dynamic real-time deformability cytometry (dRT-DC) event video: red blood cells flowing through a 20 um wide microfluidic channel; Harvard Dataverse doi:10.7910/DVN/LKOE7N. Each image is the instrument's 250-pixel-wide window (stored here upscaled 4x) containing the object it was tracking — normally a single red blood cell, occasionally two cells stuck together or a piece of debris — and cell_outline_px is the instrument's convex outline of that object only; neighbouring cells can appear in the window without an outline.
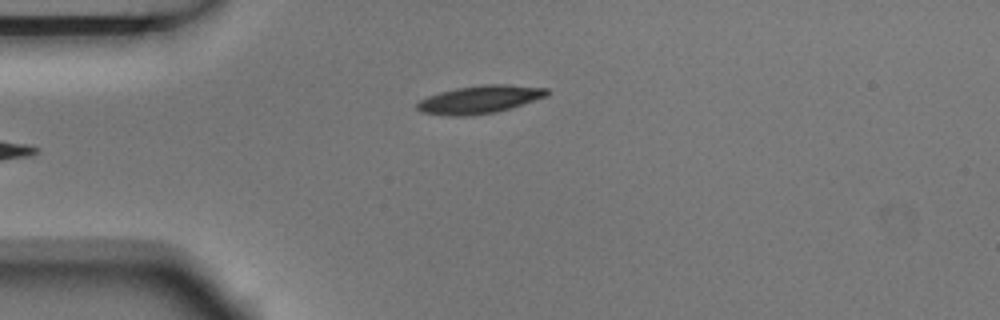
{"species": "Egyptian fruit bat (a non-hibernating species)", "species_latin": "Rousettus aegyptiacus", "temperature_condition": "room temperature", "stored_images_in_passage": 4, "camera_frame_rate_fps": 3000, "um_per_image_px": 0.085, "animal": {"sex": "male"}, "frame": {"image": 1, "passage_image": 4, "time_ms": 1.0, "image_size_px": [1000, 320], "cell_outline_px": [[548, 96], [512, 108], [496, 112], [468, 116], [448, 116], [420, 112], [416, 108], [416, 104], [420, 100], [428, 96], [440, 92], [456, 88], [480, 84], [504, 84], [548, 88]], "centroid_in_image_um": [40.77, 8.46], "position_along_channel_um": 44.2, "area_um2": 21.33}}